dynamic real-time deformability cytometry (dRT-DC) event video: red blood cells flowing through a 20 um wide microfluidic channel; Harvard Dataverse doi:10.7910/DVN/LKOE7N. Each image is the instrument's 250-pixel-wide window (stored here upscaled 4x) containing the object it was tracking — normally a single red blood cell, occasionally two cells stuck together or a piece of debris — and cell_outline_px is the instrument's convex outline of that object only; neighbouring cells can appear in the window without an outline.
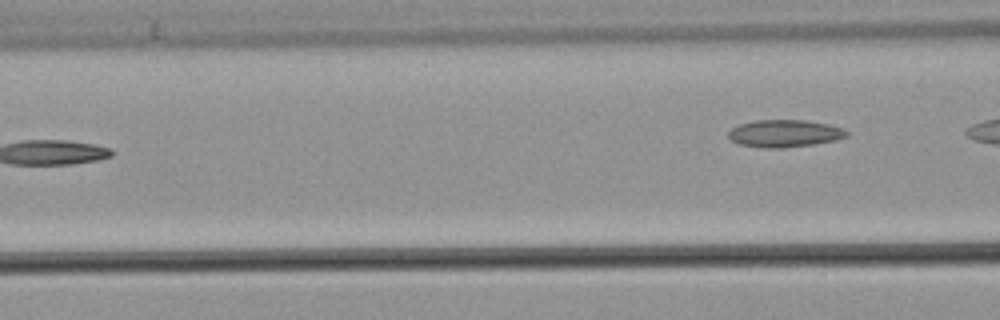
{"species": "common noctule bat (a hibernating species)", "species_latin": "Nyctalus noctula", "temperature_condition": "warm", "stored_images_in_passage": 6, "camera_frame_rate_fps": 3000, "um_per_image_px": 0.085, "animal": {"sex": "male", "body_mass_g": 21.5, "forearm_length_mm": 52.0}, "frame": {"image": 1, "passage_image": 6, "time_ms": 1.667, "image_size_px": [1000, 320], "cell_outline_px": [[848, 136], [836, 140], [812, 144], [780, 148], [764, 148], [740, 144], [732, 140], [728, 136], [728, 132], [732, 128], [740, 124], [756, 120], [804, 120], [828, 124], [844, 128], [848, 132]], "centroid_in_image_um": [66.71, 11.34], "position_along_channel_um": 99.9, "area_um2": 18.73}}